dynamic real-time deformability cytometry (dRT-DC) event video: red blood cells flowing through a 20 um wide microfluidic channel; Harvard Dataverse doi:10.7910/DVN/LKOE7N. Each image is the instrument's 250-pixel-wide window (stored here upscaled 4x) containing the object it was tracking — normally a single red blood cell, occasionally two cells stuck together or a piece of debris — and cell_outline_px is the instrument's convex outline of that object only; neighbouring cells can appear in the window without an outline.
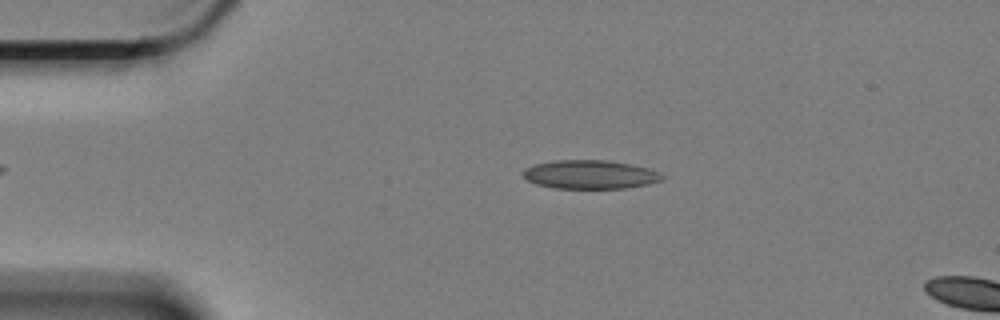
{"species": "Egyptian fruit bat (a non-hibernating species)", "species_latin": "Rousettus aegyptiacus", "temperature_condition": "cold", "stored_images_in_passage": 16, "camera_frame_rate_fps": 3000, "um_per_image_px": 0.085, "animal": {"sex": "female"}, "frame": {"image": 1, "passage_image": 12, "time_ms": 3.667, "image_size_px": [1000, 320], "cell_outline_px": [[664, 180], [648, 184], [628, 188], [552, 188], [536, 184], [528, 180], [524, 176], [524, 168], [536, 164], [556, 160], [608, 160], [648, 168], [660, 172], [664, 176]], "centroid_in_image_um": [50.19, 14.84], "position_along_channel_um": 34.8, "area_um2": 23.24}}